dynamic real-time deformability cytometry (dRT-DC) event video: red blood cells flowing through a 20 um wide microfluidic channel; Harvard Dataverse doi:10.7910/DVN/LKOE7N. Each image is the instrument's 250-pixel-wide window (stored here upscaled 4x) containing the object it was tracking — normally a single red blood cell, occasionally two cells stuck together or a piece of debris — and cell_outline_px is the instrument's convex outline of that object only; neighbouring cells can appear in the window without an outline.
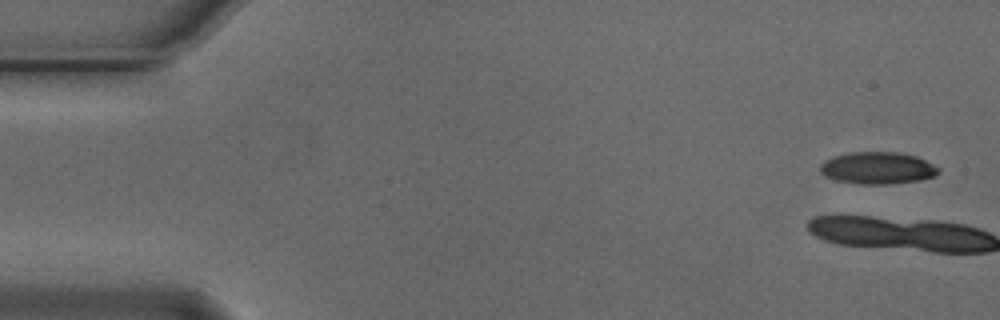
{"species": "Egyptian fruit bat (a non-hibernating species)", "species_latin": "Rousettus aegyptiacus", "temperature_condition": "cold", "stored_images_in_passage": 4, "camera_frame_rate_fps": 3000, "um_per_image_px": 0.085, "animal": {"sex": "male"}, "frame": {"image": 1, "passage_image": 1, "time_ms": 0.0, "image_size_px": [1000, 320], "cell_outline_px": [[940, 172], [936, 176], [920, 180], [888, 184], [864, 184], [836, 180], [824, 176], [820, 172], [820, 164], [824, 160], [832, 156], [852, 152], [896, 152], [916, 156], [940, 168]], "centroid_in_image_um": [74.58, 14.28], "position_along_channel_um": 10.4, "area_um2": 22.14}}